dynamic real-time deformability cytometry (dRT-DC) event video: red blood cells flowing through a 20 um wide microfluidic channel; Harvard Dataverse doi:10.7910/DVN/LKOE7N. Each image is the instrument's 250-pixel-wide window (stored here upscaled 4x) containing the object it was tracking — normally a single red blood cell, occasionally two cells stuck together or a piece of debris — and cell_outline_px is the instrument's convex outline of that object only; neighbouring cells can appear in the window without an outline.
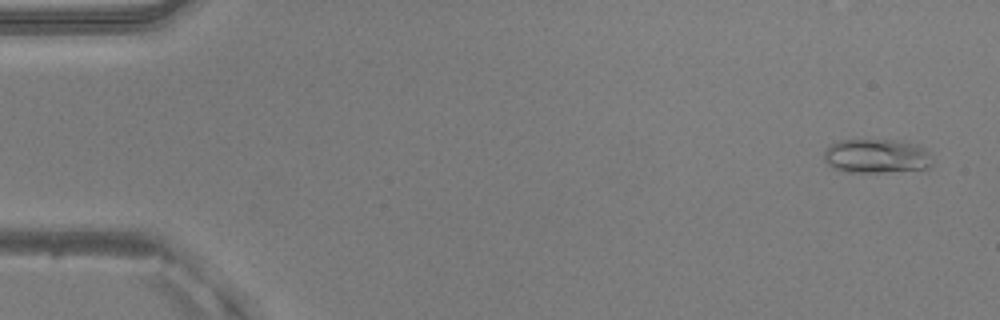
{"species": "common noctule bat (a hibernating species)", "species_latin": "Nyctalus noctula", "temperature_condition": "warm", "stored_images_in_passage": 51, "camera_frame_rate_fps": 3000, "um_per_image_px": 0.085, "animal": {"sex": "male", "body_mass_g": 20.5, "forearm_length_mm": 52.5}, "frame": {"image": 1, "passage_image": 2, "time_ms": 0.333, "image_size_px": [1000, 320], "cell_outline_px": [[932, 168], [880, 172], [848, 172], [832, 168], [824, 160], [824, 152], [832, 144], [840, 140], [896, 140], [920, 144], [928, 152], [932, 164]], "centroid_in_image_um": [74.52, 13.26], "position_along_channel_um": 10.5, "area_um2": 21.62}}
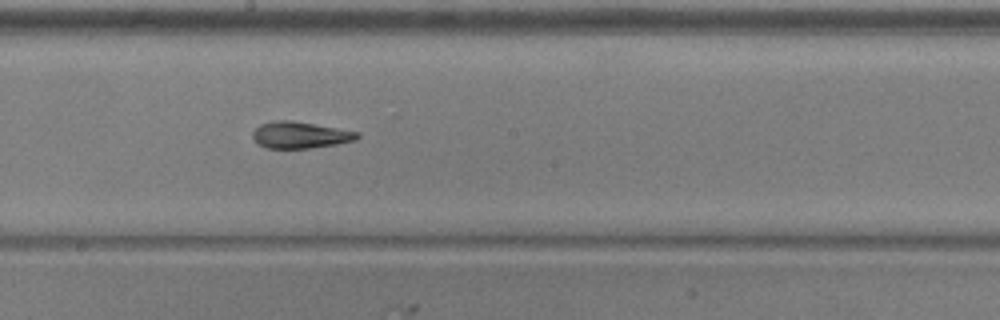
{"frame": {"image": 2, "passage_image": 28, "time_ms": 9.0, "image_size_px": [1000, 320], "cell_outline_px": [[360, 136], [356, 140], [336, 144], [308, 148], [268, 148], [260, 144], [252, 136], [252, 132], [260, 124], [276, 120], [288, 120], [360, 132]], "centroid_in_image_um": [25.52, 11.47], "position_along_channel_um": 222.7, "area_um2": 15.9}}
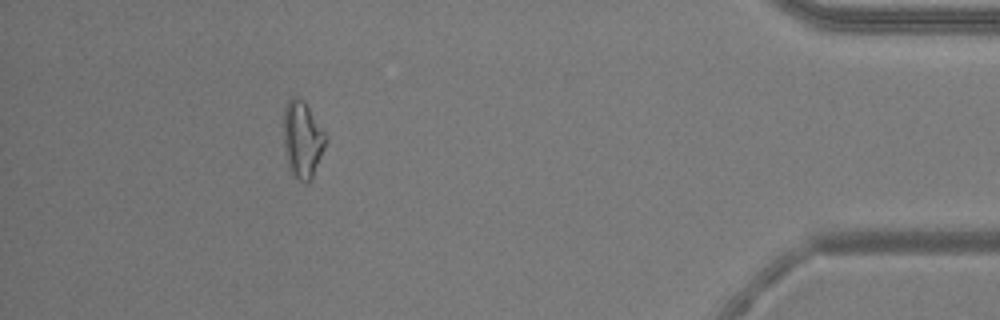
{"frame": {"image": 3, "passage_image": 46, "time_ms": 15.0, "image_size_px": [1000, 320], "cell_outline_px": [[328, 136], [324, 148], [312, 180], [308, 184], [304, 184], [288, 168], [284, 144], [284, 104], [292, 96], [296, 96], [304, 100]], "centroid_in_image_um": [25.72, 11.84], "position_along_channel_um": 409.5, "area_um2": 19.07}, "authors_computed_cell_mechanics": {"area_um2": 17.1088, "velocity_mm_per_s": 3.9843, "shape_relaxation_time_tau1_ms": 10.4358, "shape_relaxation_time_tau2_ms": 3.6974, "deformation_change_tau1": 0.2484, "deformation_change_tau2": 0.1288}}